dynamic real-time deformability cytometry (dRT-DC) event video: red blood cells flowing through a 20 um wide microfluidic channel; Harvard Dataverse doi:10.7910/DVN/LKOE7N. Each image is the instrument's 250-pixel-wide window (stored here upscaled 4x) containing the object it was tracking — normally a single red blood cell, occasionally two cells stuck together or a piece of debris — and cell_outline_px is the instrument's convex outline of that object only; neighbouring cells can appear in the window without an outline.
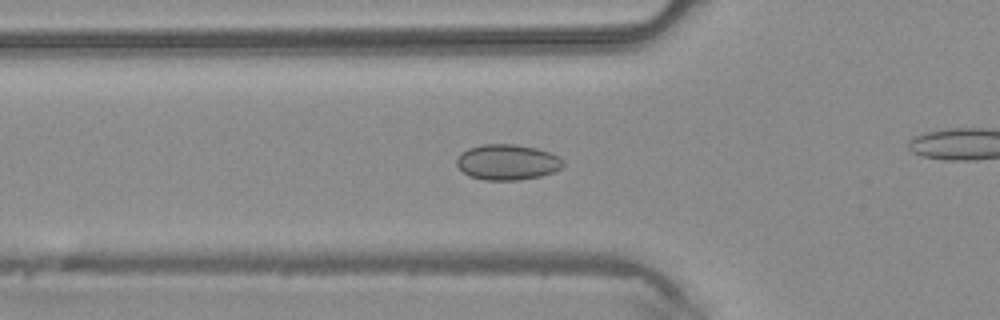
{"species": "common noctule bat (a hibernating species)", "species_latin": "Nyctalus noctula", "temperature_condition": "warm", "stored_images_in_passage": 36, "camera_frame_rate_fps": 3000, "um_per_image_px": 0.085, "animal": {"sex": "male", "body_mass_g": 20.4}, "frame": {"image": 1, "passage_image": 15, "time_ms": 4.667, "image_size_px": [1000, 320], "cell_outline_px": [[564, 164], [560, 168], [552, 172], [540, 176], [520, 180], [484, 180], [468, 176], [456, 164], [456, 160], [460, 152], [468, 148], [480, 144], [512, 144], [536, 148], [560, 156], [564, 160]], "centroid_in_image_um": [43.1, 13.78], "position_along_channel_um": 82.7, "area_um2": 22.2}}
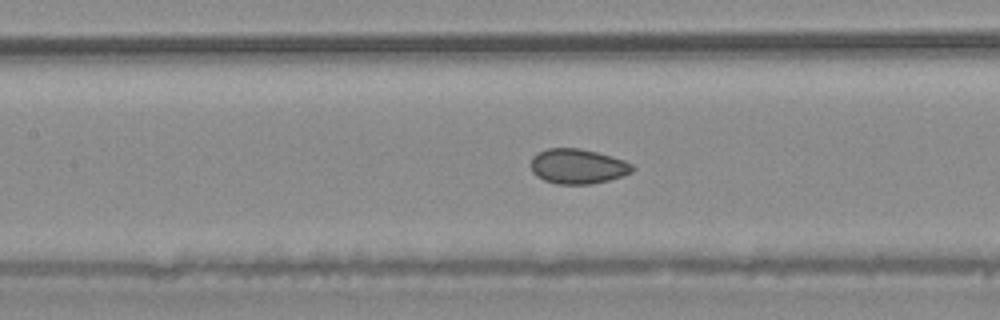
{"frame": {"image": 2, "passage_image": 20, "time_ms": 6.333, "image_size_px": [1000, 320], "cell_outline_px": [[636, 168], [632, 172], [608, 180], [592, 184], [556, 184], [544, 180], [536, 176], [532, 172], [532, 156], [536, 152], [548, 148], [580, 148], [596, 152], [624, 160], [632, 164]], "centroid_in_image_um": [49.09, 14.13], "position_along_channel_um": 158.3, "area_um2": 20.69}}
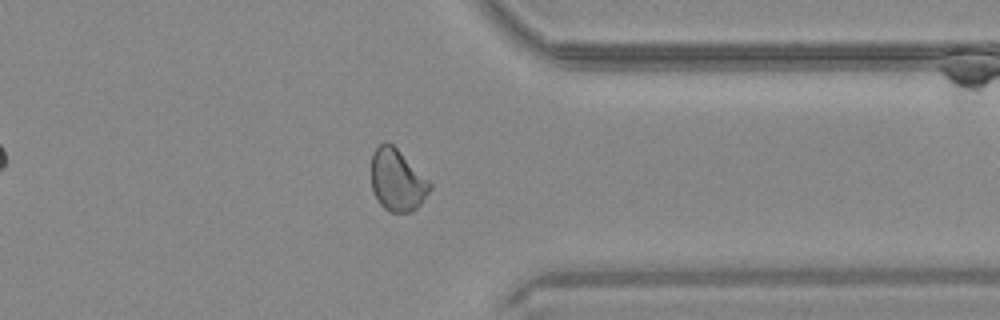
{"frame": {"image": 3, "passage_image": 35, "time_ms": 11.333, "image_size_px": [1000, 320], "cell_outline_px": [[432, 188], [420, 204], [412, 212], [388, 212], [380, 204], [372, 192], [372, 152], [384, 140], [392, 144], [432, 184]], "centroid_in_image_um": [33.74, 15.33], "position_along_channel_um": 377.7, "area_um2": 20.98}}